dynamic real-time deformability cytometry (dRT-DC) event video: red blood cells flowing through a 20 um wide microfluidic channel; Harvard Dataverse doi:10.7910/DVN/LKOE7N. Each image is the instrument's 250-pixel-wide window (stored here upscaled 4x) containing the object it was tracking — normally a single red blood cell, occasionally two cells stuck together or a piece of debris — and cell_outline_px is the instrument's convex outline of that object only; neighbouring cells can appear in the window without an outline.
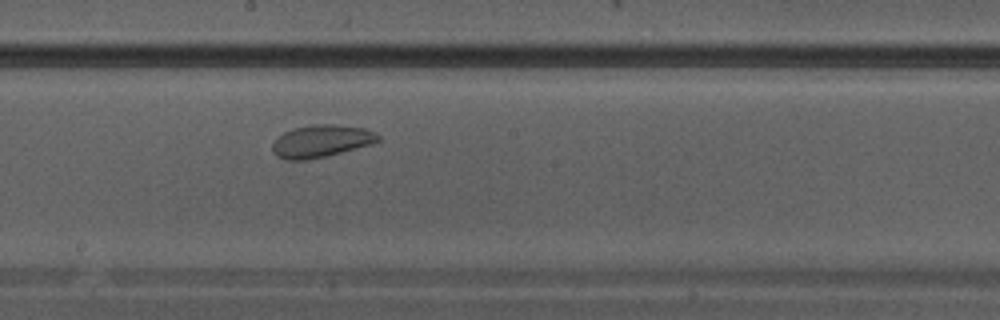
{"species": "Egyptian fruit bat (a non-hibernating species)", "species_latin": "Rousettus aegyptiacus", "temperature_condition": "warm", "stored_images_in_passage": 11, "camera_frame_rate_fps": 3000, "um_per_image_px": 0.085, "animal": {"sex": "male"}, "frame": {"image": 1, "passage_image": 11, "time_ms": 3.333, "image_size_px": [1000, 320], "cell_outline_px": [[380, 140], [372, 144], [324, 156], [304, 160], [288, 160], [276, 156], [272, 152], [272, 144], [276, 136], [284, 132], [296, 128], [312, 124], [332, 124], [364, 128], [376, 132], [380, 136]], "centroid_in_image_um": [27.28, 11.99], "position_along_channel_um": 220.9, "area_um2": 19.88}}